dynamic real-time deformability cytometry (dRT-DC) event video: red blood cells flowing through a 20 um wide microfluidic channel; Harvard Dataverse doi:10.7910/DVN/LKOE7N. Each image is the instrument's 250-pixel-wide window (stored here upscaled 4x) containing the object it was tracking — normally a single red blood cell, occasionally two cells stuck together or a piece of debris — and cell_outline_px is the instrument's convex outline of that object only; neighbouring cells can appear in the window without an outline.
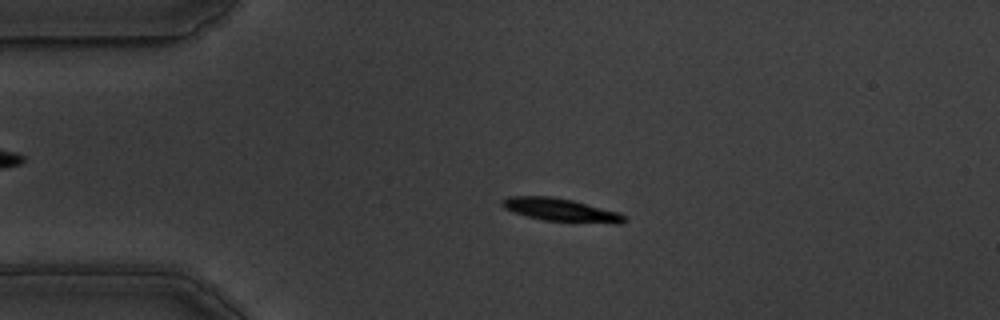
{"species": "common noctule bat (a hibernating species)", "species_latin": "Nyctalus noctula", "temperature_condition": "warm", "stored_images_in_passage": 56, "camera_frame_rate_fps": 3000, "um_per_image_px": 0.085, "animal": {"sex": "male", "body_mass_g": 19.5, "forearm_length_mm": 54.6}, "frame": {"image": 1, "passage_image": 12, "time_ms": 3.667, "image_size_px": [1000, 320], "cell_outline_px": [[628, 220], [620, 224], [616, 224], [544, 220], [528, 216], [504, 208], [500, 204], [500, 200], [508, 196], [552, 196], [572, 200], [616, 212], [624, 216]], "centroid_in_image_um": [47.64, 17.84], "position_along_channel_um": 37.4, "area_um2": 16.18}}
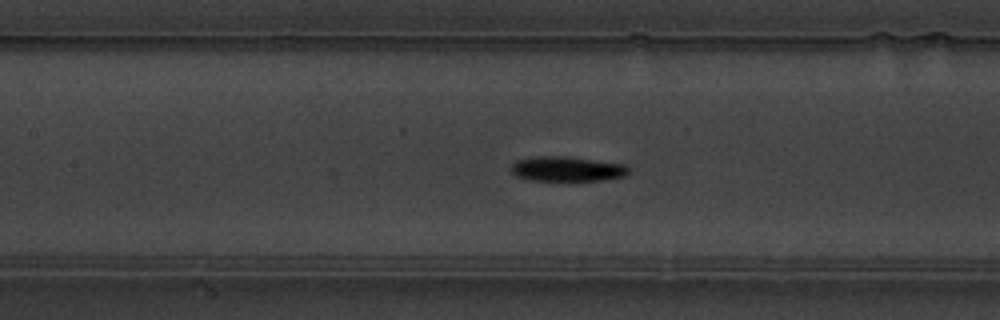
{"frame": {"image": 2, "passage_image": 25, "time_ms": 8.0, "image_size_px": [1000, 320], "cell_outline_px": [[632, 172], [624, 176], [576, 184], [528, 180], [516, 176], [508, 168], [516, 160], [536, 156], [568, 156], [628, 164], [632, 168]], "centroid_in_image_um": [48.24, 14.4], "position_along_channel_um": 159.2, "area_um2": 18.44}}
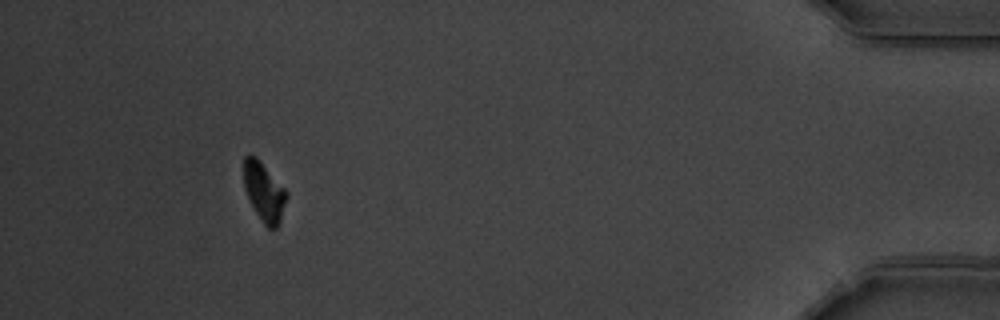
{"frame": {"image": 3, "passage_image": 52, "time_ms": 17.0, "image_size_px": [1000, 320], "cell_outline_px": [[288, 196], [280, 220], [276, 228], [268, 228], [264, 224], [256, 212], [244, 188], [244, 156], [248, 152], [256, 156], [260, 160], [288, 192]], "centroid_in_image_um": [22.45, 16.25], "position_along_channel_um": 412.8, "area_um2": 14.62}, "authors_computed_cell_mechanics": {"area_um2": 16.2129, "velocity_mm_per_s": 3.5273, "shape_relaxation_time_tau1_ms": 3.2705, "shape_relaxation_time_tau2_ms": null, "deformation_change_tau1": 0.1357, "deformation_change_tau2": null}}